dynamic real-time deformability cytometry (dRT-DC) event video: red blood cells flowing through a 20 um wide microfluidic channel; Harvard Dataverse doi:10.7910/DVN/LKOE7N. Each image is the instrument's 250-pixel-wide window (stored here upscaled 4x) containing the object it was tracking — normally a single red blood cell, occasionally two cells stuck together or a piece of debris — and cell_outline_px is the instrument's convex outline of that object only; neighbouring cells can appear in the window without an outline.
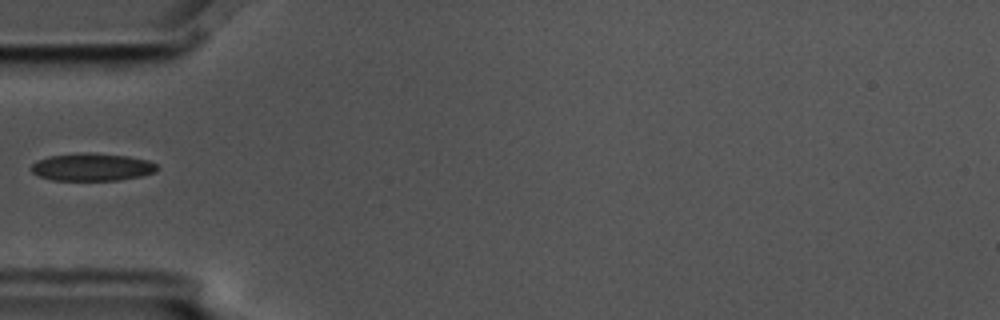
{"species": "common noctule bat (a hibernating species)", "species_latin": "Nyctalus noctula", "temperature_condition": "cold", "stored_images_in_passage": 1, "camera_frame_rate_fps": 3000, "um_per_image_px": 0.085, "animal": {"sex": "male", "body_mass_g": 17.5, "forearm_length_mm": 52.3}, "frame": {"image": 1, "passage_image": 1, "time_ms": 0.0, "image_size_px": [1000, 320], "cell_outline_px": [[156, 172], [140, 176], [116, 180], [52, 180], [40, 176], [32, 172], [32, 164], [36, 160], [48, 156], [80, 152], [88, 152], [128, 156], [148, 160], [156, 164]], "centroid_in_image_um": [7.8, 14.19], "position_along_channel_um": 77.2, "area_um2": 20.23}}